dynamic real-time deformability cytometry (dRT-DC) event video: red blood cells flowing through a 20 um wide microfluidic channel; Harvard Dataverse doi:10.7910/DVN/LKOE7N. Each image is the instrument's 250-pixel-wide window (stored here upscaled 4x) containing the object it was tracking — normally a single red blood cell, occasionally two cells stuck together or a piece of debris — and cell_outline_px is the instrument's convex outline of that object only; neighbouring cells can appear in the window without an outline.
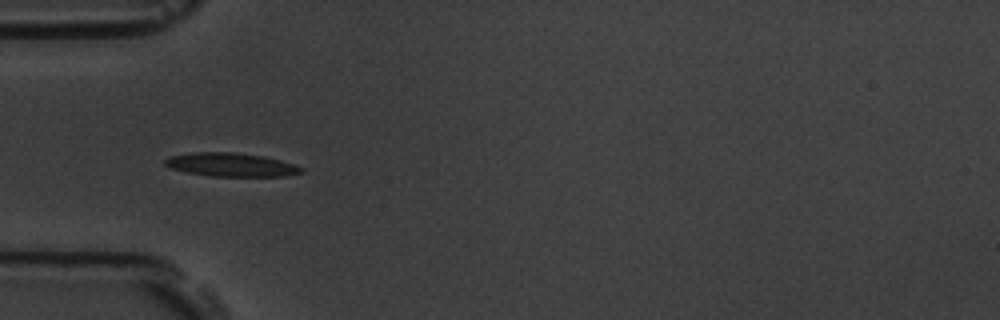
{"species": "common noctule bat (a hibernating species)", "species_latin": "Nyctalus noctula", "temperature_condition": "room temperature", "stored_images_in_passage": 6, "camera_frame_rate_fps": 3000, "um_per_image_px": 0.085, "animal": {"sex": "male", "body_mass_g": 19.5, "forearm_length_mm": 54.6}, "frame": {"image": 1, "passage_image": 5, "time_ms": 1.333, "image_size_px": [1000, 320], "cell_outline_px": [[304, 172], [284, 176], [212, 176], [188, 172], [172, 168], [164, 164], [164, 160], [168, 156], [192, 152], [232, 152], [264, 156], [280, 160], [304, 168]], "centroid_in_image_um": [19.63, 13.99], "position_along_channel_um": 65.4, "area_um2": 18.61}}
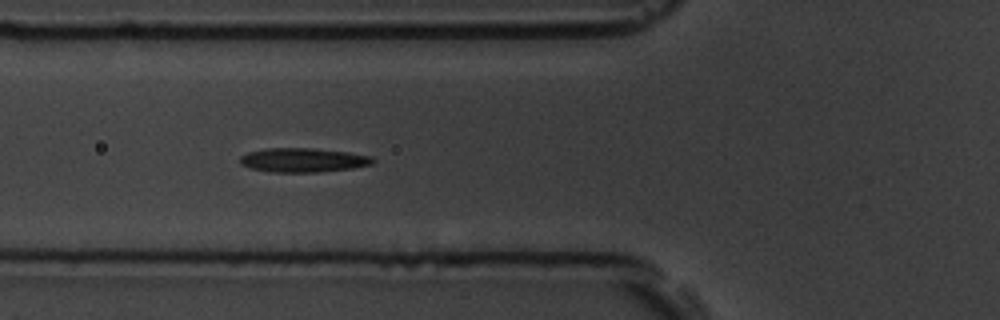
{"frame": {"image": 2, "passage_image": 6, "time_ms": 1.667, "image_size_px": [1000, 320], "cell_outline_px": [[376, 160], [372, 164], [352, 168], [316, 172], [272, 172], [252, 168], [240, 164], [240, 156], [248, 152], [268, 148], [316, 148], [348, 152], [372, 156]], "centroid_in_image_um": [25.78, 13.6], "position_along_channel_um": 100.0, "area_um2": 18.67}}